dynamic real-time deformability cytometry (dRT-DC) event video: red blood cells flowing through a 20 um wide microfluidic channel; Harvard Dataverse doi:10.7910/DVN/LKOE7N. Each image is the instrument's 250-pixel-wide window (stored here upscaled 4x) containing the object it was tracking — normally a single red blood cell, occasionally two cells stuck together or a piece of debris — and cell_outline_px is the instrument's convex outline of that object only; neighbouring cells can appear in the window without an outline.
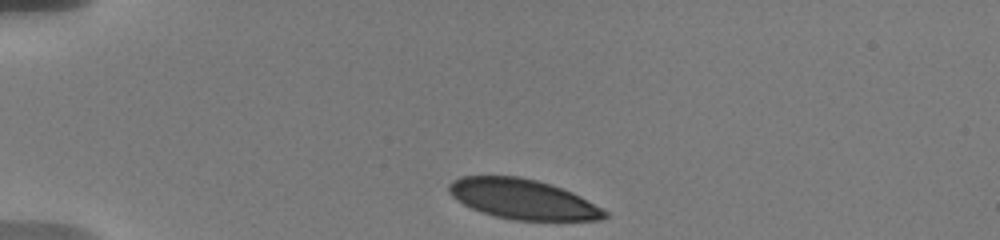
{"species": "human", "species_latin": "Homo sapiens", "temperature_condition": "warm", "stored_images_in_passage": 13, "camera_frame_rate_fps": 3000, "um_per_image_px": 0.085, "donor": {"sex": "male"}, "frame": {"image": 1, "passage_image": 1, "time_ms": 0.0, "image_size_px": [1000, 240], "cell_outline_px": [[608, 216], [600, 220], [512, 220], [496, 216], [472, 208], [456, 200], [448, 192], [448, 184], [452, 180], [460, 176], [520, 176], [536, 180], [572, 192], [580, 196], [608, 212]], "centroid_in_image_um": [44.41, 16.92], "position_along_channel_um": 40.6, "area_um2": 36.07}}
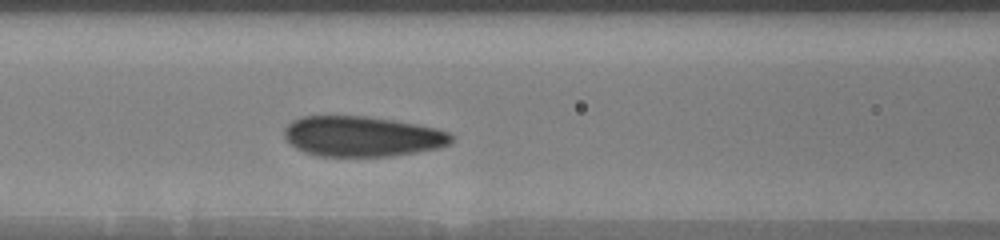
{"frame": {"image": 2, "passage_image": 10, "time_ms": 4.0, "image_size_px": [1000, 240], "cell_outline_px": [[452, 140], [448, 144], [440, 148], [392, 156], [316, 156], [304, 152], [296, 148], [284, 136], [284, 128], [292, 120], [304, 116], [364, 116], [392, 120], [416, 124], [436, 128], [452, 132]], "centroid_in_image_um": [30.79, 11.59], "position_along_channel_um": 135.8, "area_um2": 39.3}}
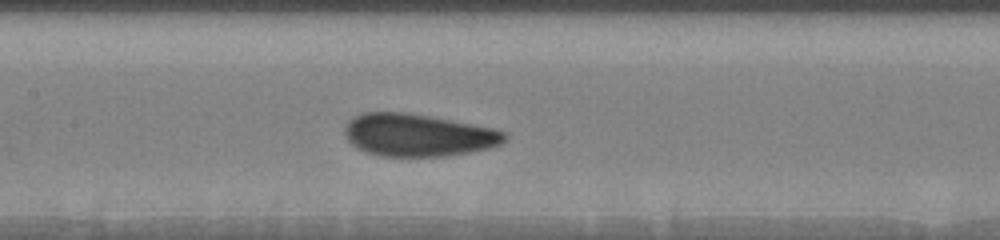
{"frame": {"image": 3, "passage_image": 13, "time_ms": 5.0, "image_size_px": [1000, 240], "cell_outline_px": [[508, 136], [500, 144], [488, 148], [468, 152], [444, 156], [380, 156], [356, 148], [344, 136], [344, 124], [352, 116], [364, 112], [404, 112], [428, 116], [492, 128], [508, 132]], "centroid_in_image_um": [35.47, 11.48], "position_along_channel_um": 171.9, "area_um2": 39.54}}